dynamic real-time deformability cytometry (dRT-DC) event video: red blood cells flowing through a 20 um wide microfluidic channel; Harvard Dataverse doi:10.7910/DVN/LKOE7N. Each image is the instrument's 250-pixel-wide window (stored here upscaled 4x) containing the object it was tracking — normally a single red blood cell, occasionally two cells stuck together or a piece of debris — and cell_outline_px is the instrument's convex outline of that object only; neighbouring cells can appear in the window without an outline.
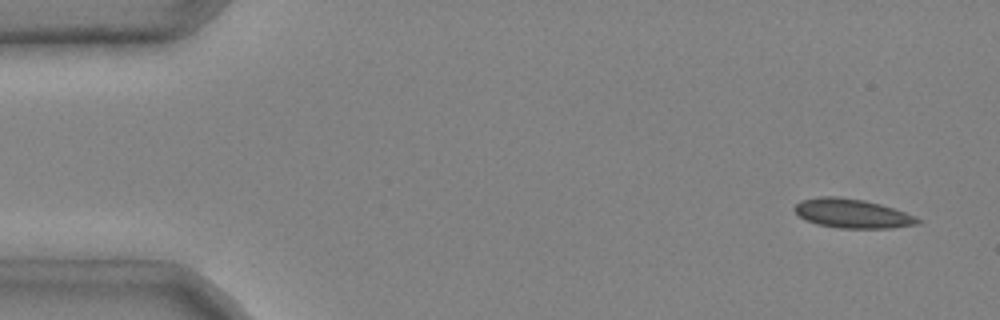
{"species": "common noctule bat (a hibernating species)", "species_latin": "Nyctalus noctula", "temperature_condition": "cold", "stored_images_in_passage": 7, "segment_of_instrument_passage": [1, 2], "camera_frame_rate_fps": 3000, "um_per_image_px": 0.085, "animal": {"sex": "male", "body_mass_g": 20.4}, "frame": {"image": 1, "passage_image": 1, "time_ms": 0.0, "image_size_px": [1000, 320], "cell_outline_px": [[924, 220], [920, 224], [892, 228], [840, 228], [816, 224], [804, 220], [792, 208], [800, 200], [820, 196], [836, 196], [864, 200], [880, 204], [916, 216]], "centroid_in_image_um": [72.44, 18.15], "position_along_channel_um": 12.6, "area_um2": 21.1}}